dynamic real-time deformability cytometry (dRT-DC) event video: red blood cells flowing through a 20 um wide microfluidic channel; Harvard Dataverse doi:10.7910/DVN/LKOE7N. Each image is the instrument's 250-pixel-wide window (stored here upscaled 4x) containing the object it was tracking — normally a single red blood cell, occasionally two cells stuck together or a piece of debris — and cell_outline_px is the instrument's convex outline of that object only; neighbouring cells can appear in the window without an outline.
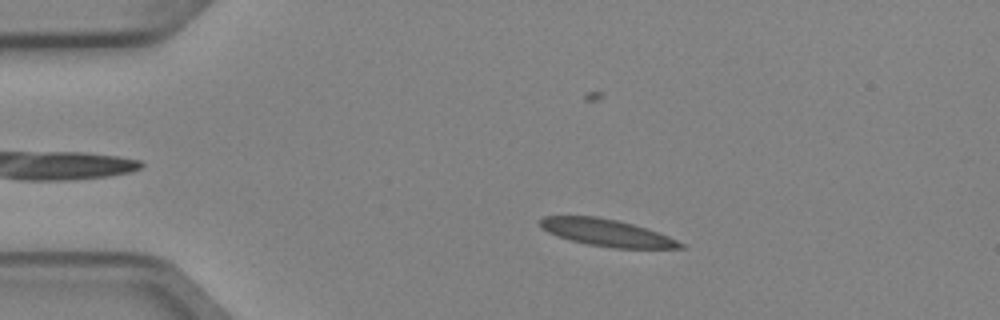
{"species": "Egyptian fruit bat (a non-hibernating species)", "species_latin": "Rousettus aegyptiacus", "temperature_condition": "cold", "stored_images_in_passage": 3, "camera_frame_rate_fps": 3000, "um_per_image_px": 0.085, "animal": {"sex": "female"}, "frame": {"image": 1, "passage_image": 2, "time_ms": 0.333, "image_size_px": [1000, 320], "cell_outline_px": [[684, 248], [612, 248], [588, 244], [556, 236], [540, 228], [540, 220], [544, 216], [596, 216], [616, 220], [632, 224], [668, 236], [684, 244]], "centroid_in_image_um": [51.53, 19.78], "position_along_channel_um": 33.5, "area_um2": 21.79}}